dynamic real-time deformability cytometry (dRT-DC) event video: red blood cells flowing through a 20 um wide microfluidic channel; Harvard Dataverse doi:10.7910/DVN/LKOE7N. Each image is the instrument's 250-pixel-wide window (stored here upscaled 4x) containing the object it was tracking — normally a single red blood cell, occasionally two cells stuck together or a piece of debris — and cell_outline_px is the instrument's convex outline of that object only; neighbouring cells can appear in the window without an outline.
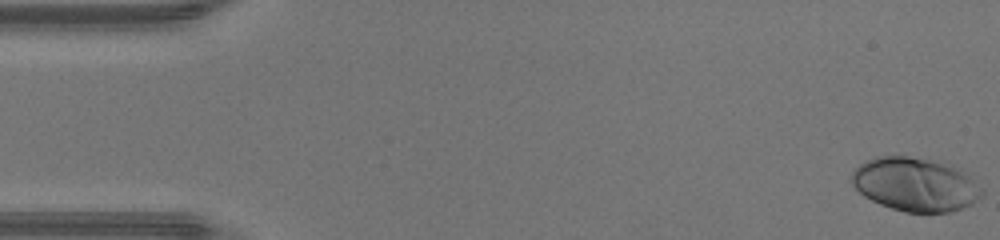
{"species": "human", "species_latin": "Homo sapiens", "temperature_condition": "warm", "stored_images_in_passage": 47, "camera_frame_rate_fps": 3000, "um_per_image_px": 0.085, "donor": {"sex": "male"}, "frame": {"image": 1, "passage_image": 1, "time_ms": 0.0, "image_size_px": [1000, 240], "cell_outline_px": [[984, 192], [972, 204], [948, 212], [904, 212], [880, 204], [864, 196], [852, 184], [852, 172], [860, 164], [876, 156], [908, 156], [952, 164], [960, 168]], "centroid_in_image_um": [77.78, 15.67], "position_along_channel_um": 7.2, "area_um2": 40.34}}
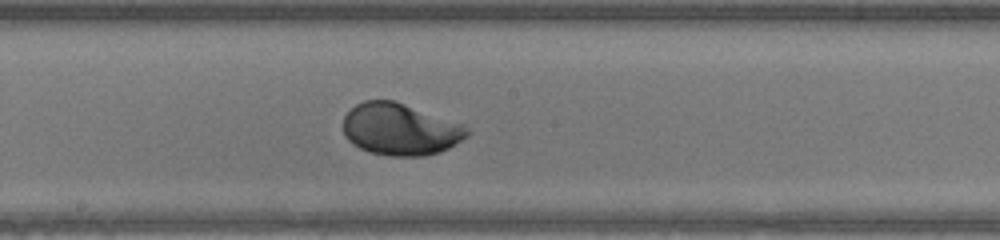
{"frame": {"image": 2, "passage_image": 25, "time_ms": 8.0, "image_size_px": [1000, 240], "cell_outline_px": [[472, 132], [468, 136], [448, 148], [440, 152], [424, 156], [388, 156], [368, 152], [352, 144], [344, 136], [344, 116], [356, 104], [364, 100], [392, 100], [464, 124]], "centroid_in_image_um": [34.02, 11.0], "position_along_channel_um": 214.2, "area_um2": 37.57}}
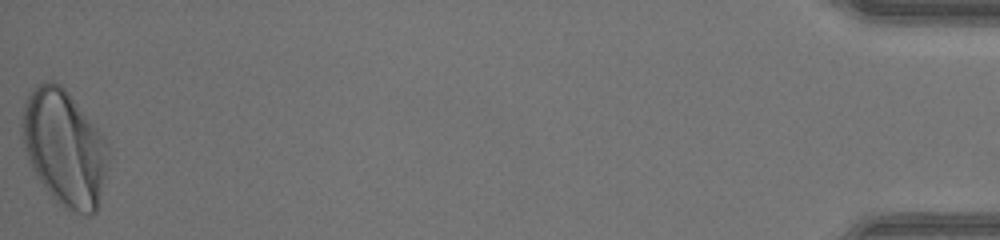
{"frame": {"image": 3, "passage_image": 47, "time_ms": 15.333, "image_size_px": [1000, 240], "cell_outline_px": [[108, 160], [96, 212], [88, 216], [64, 208], [52, 196], [36, 176], [28, 160], [24, 144], [24, 100], [36, 84], [44, 80], [60, 84], [68, 92], [104, 136], [108, 148]], "centroid_in_image_um": [5.49, 12.56], "position_along_channel_um": 429.7, "area_um2": 57.34}, "authors_computed_cell_mechanics": {"area_um2": 37.3966, "velocity_mm_per_s": 4.4298, "shape_relaxation_time_tau1_ms": 2.5197, "shape_relaxation_time_tau2_ms": null, "deformation_change_tau1": 0.166, "deformation_change_tau2": null}}